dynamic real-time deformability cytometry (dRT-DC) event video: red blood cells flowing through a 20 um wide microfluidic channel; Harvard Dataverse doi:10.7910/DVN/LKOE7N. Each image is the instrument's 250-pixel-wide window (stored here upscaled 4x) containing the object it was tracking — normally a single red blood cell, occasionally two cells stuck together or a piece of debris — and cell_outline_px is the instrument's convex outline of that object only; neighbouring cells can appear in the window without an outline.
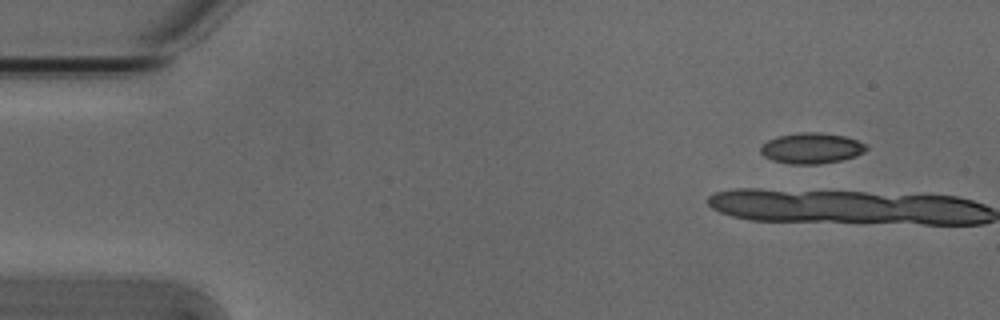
{"species": "Egyptian fruit bat (a non-hibernating species)", "species_latin": "Rousettus aegyptiacus", "temperature_condition": "cold", "stored_images_in_passage": 4, "camera_frame_rate_fps": 3000, "um_per_image_px": 0.085, "animal": {"sex": "male"}, "frame": {"image": 1, "passage_image": 1, "time_ms": 0.0, "image_size_px": [1000, 320], "cell_outline_px": [[868, 148], [864, 152], [856, 156], [840, 160], [820, 164], [792, 164], [772, 160], [764, 156], [760, 152], [760, 144], [776, 136], [800, 132], [820, 132], [844, 136], [868, 144]], "centroid_in_image_um": [68.96, 12.59], "position_along_channel_um": 16.0, "area_um2": 19.07}}